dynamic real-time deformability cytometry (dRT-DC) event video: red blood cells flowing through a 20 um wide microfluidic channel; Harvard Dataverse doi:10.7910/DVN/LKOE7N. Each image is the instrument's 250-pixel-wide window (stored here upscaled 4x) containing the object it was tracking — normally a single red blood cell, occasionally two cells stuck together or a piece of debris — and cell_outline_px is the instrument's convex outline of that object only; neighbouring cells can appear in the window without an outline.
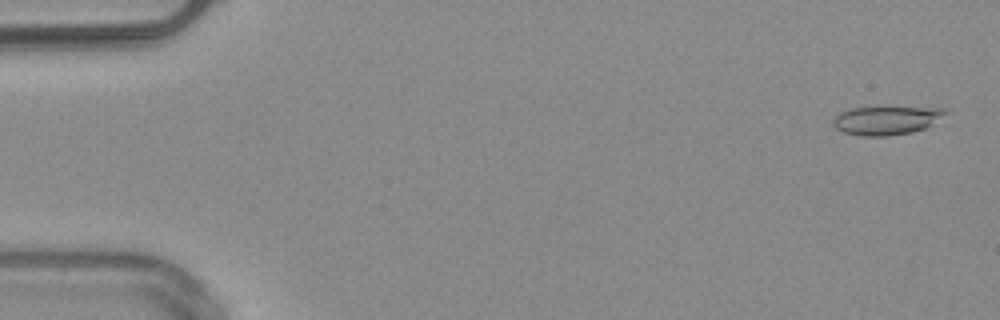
{"species": "common noctule bat (a hibernating species)", "species_latin": "Nyctalus noctula", "temperature_condition": "warm", "stored_images_in_passage": 51, "camera_frame_rate_fps": 3000, "um_per_image_px": 0.085, "animal": {"sex": "male", "body_mass_g": 20.4}, "frame": {"image": 1, "passage_image": 2, "time_ms": 0.333, "image_size_px": [1000, 320], "cell_outline_px": [[952, 112], [928, 128], [912, 132], [888, 136], [860, 136], [844, 132], [836, 128], [832, 124], [832, 120], [840, 112], [852, 108], [884, 104], [948, 108]], "centroid_in_image_um": [75.47, 10.16], "position_along_channel_um": 9.5, "area_um2": 20.29}}
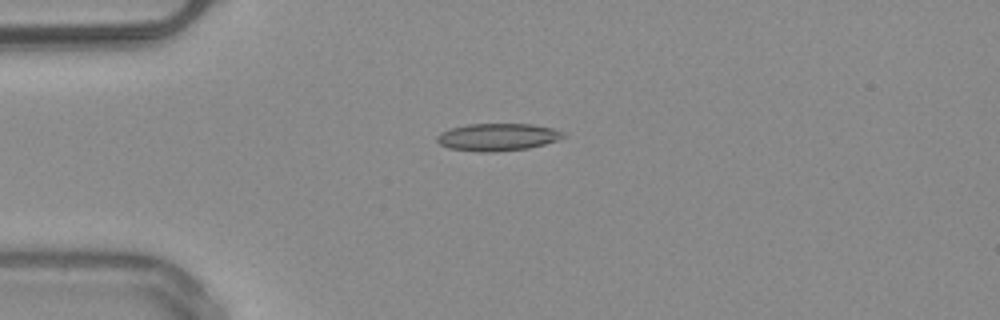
{"frame": {"image": 2, "passage_image": 13, "time_ms": 4.0, "image_size_px": [1000, 320], "cell_outline_px": [[568, 136], [544, 144], [528, 148], [496, 152], [480, 152], [448, 148], [440, 144], [436, 140], [436, 136], [440, 132], [452, 128], [468, 124], [532, 124], [552, 128], [564, 132]], "centroid_in_image_um": [42.29, 11.65], "position_along_channel_um": 42.7, "area_um2": 20.23}}
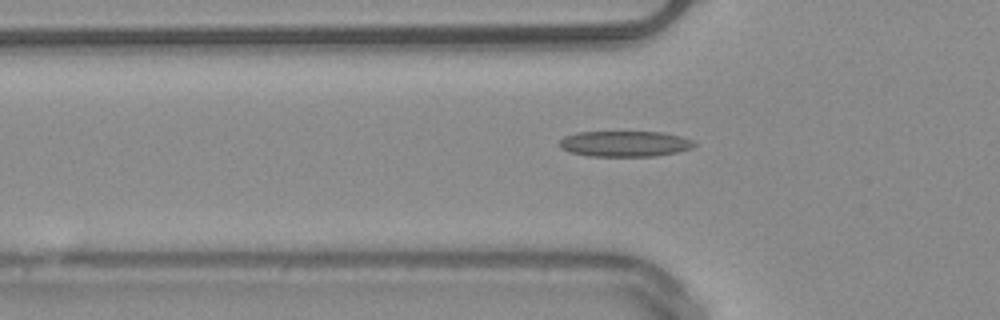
{"frame": {"image": 3, "passage_image": 17, "time_ms": 5.333, "image_size_px": [1000, 320], "cell_outline_px": [[696, 144], [692, 148], [676, 152], [656, 156], [588, 156], [568, 152], [560, 148], [560, 140], [564, 136], [576, 132], [660, 132], [680, 136], [692, 140]], "centroid_in_image_um": [53.07, 12.22], "position_along_channel_um": 72.7, "area_um2": 20.23}, "authors_computed_cell_mechanics": {"area_um2": 19.074, "velocity_mm_per_s": 4.0345, "shape_relaxation_time_tau1_ms": 11.0463, "shape_relaxation_time_tau2_ms": 4.2909, "deformation_change_tau1": 0.2287, "deformation_change_tau2": 0.1583}}